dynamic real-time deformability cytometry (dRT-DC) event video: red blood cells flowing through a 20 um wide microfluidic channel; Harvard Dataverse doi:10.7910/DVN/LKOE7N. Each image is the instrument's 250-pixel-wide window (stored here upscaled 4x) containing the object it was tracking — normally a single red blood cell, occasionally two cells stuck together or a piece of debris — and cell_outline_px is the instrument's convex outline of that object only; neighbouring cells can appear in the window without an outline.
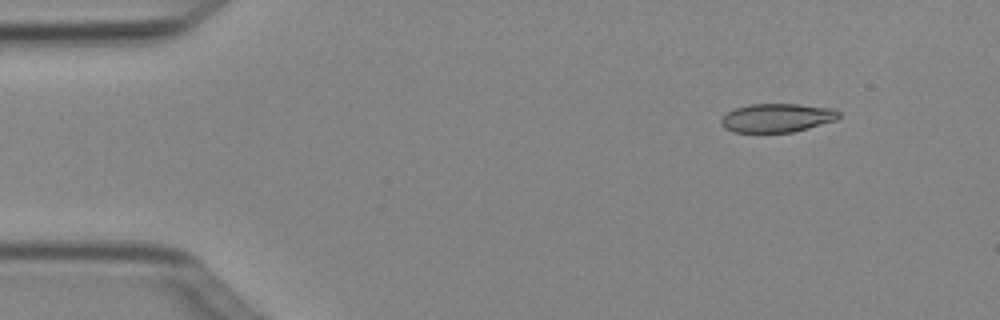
{"species": "Egyptian fruit bat (a non-hibernating species)", "species_latin": "Rousettus aegyptiacus", "temperature_condition": "cold", "stored_images_in_passage": 6, "camera_frame_rate_fps": 3000, "um_per_image_px": 0.085, "animal": {"sex": "female"}, "frame": {"image": 1, "passage_image": 2, "time_ms": 0.333, "image_size_px": [1000, 320], "cell_outline_px": [[840, 116], [836, 120], [808, 128], [792, 132], [732, 132], [724, 128], [720, 124], [720, 120], [728, 112], [736, 108], [748, 104], [800, 104], [832, 108], [840, 112]], "centroid_in_image_um": [66.04, 10.01], "position_along_channel_um": 19.0, "area_um2": 19.71}}
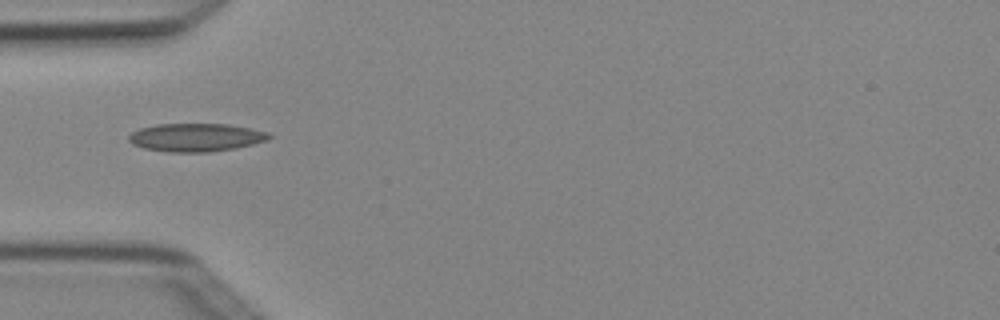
{"frame": {"image": 2, "passage_image": 5, "time_ms": 1.333, "image_size_px": [1000, 320], "cell_outline_px": [[272, 136], [268, 140], [236, 148], [208, 152], [168, 152], [144, 148], [132, 144], [128, 140], [128, 136], [132, 132], [140, 128], [156, 124], [228, 124], [252, 128], [268, 132]], "centroid_in_image_um": [16.66, 11.68], "position_along_channel_um": 68.3, "area_um2": 23.12}}
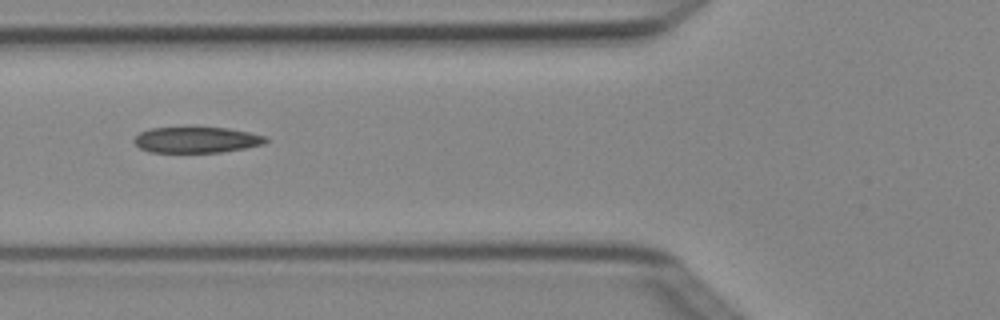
{"frame": {"image": 3, "passage_image": 6, "time_ms": 1.667, "image_size_px": [1000, 320], "cell_outline_px": [[268, 140], [264, 144], [244, 148], [220, 152], [148, 152], [140, 148], [132, 140], [140, 132], [148, 128], [228, 128], [268, 136]], "centroid_in_image_um": [16.7, 11.89], "position_along_channel_um": 109.1, "area_um2": 19.77}}